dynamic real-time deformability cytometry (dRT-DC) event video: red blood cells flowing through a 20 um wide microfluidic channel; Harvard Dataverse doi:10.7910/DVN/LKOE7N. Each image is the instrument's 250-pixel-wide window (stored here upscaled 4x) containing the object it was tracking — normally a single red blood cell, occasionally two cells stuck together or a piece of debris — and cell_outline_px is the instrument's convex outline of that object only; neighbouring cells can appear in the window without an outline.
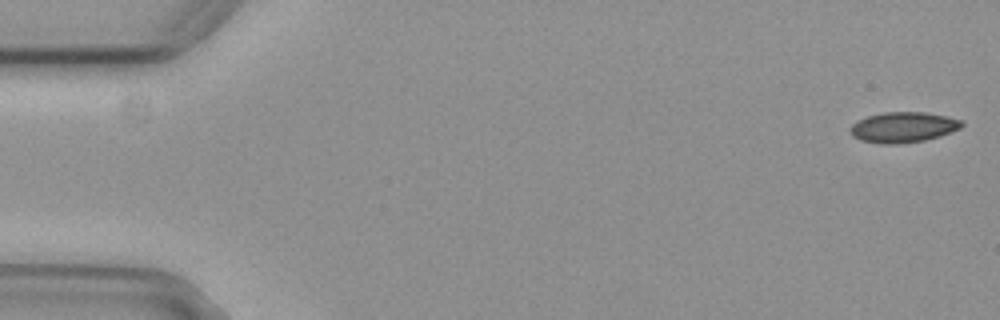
{"species": "common noctule bat (a hibernating species)", "species_latin": "Nyctalus noctula", "temperature_condition": "cold", "stored_images_in_passage": 11, "camera_frame_rate_fps": 3000, "um_per_image_px": 0.085, "animal": {"sex": "female", "body_mass_g": 29.2, "forearm_length_mm": 56.3}, "frame": {"image": 1, "passage_image": 1, "time_ms": 0.0, "image_size_px": [1000, 320], "cell_outline_px": [[964, 124], [960, 128], [924, 140], [896, 144], [880, 144], [860, 140], [852, 136], [848, 128], [856, 120], [868, 116], [884, 112], [924, 112], [948, 116], [964, 120]], "centroid_in_image_um": [76.73, 10.8], "position_along_channel_um": 8.3, "area_um2": 19.83}}